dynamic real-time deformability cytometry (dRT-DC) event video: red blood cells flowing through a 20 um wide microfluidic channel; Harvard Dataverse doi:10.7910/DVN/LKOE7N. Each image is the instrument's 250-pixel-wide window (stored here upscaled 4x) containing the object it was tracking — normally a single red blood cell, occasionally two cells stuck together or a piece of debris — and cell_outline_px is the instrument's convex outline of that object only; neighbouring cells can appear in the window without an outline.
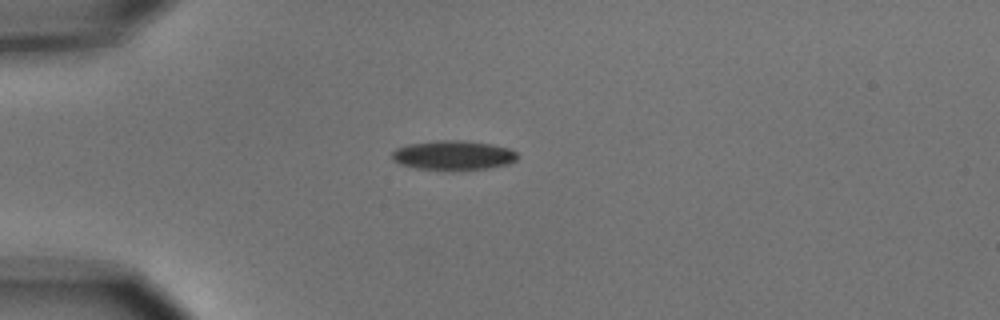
{"species": "common noctule bat (a hibernating species)", "species_latin": "Nyctalus noctula", "temperature_condition": "cold", "stored_images_in_passage": 4, "camera_frame_rate_fps": 3000, "um_per_image_px": 0.085, "animal": {"sex": "male", "body_mass_g": 15.6}, "frame": {"image": 1, "passage_image": 4, "time_ms": 3.333, "image_size_px": [1000, 320], "cell_outline_px": [[520, 156], [516, 160], [508, 164], [488, 168], [416, 168], [400, 164], [392, 160], [392, 152], [396, 148], [408, 144], [436, 140], [464, 140], [492, 144], [508, 148], [516, 152]], "centroid_in_image_um": [38.54, 13.16], "position_along_channel_um": 46.5, "area_um2": 21.1}}